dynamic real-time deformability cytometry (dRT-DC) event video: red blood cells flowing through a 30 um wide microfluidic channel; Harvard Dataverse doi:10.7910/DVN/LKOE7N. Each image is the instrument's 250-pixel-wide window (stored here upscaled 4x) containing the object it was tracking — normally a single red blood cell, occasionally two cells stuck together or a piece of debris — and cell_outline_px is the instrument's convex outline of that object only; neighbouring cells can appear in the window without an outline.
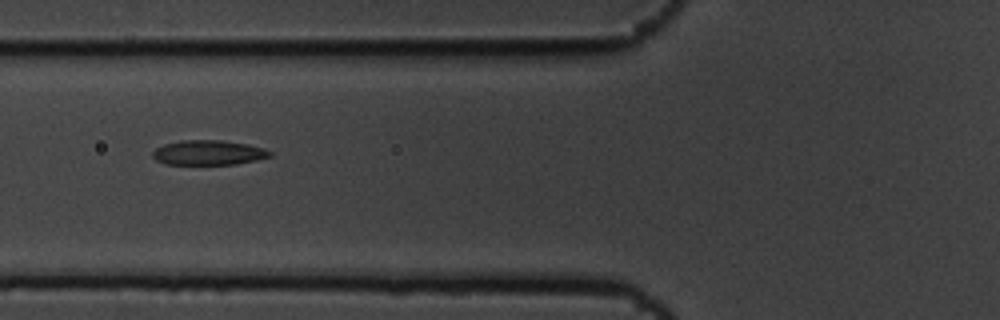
{"species": "common noctule bat (a hibernating species)", "species_latin": "Nyctalus noctula", "temperature_condition": "cold", "stored_images_in_passage": 7, "camera_frame_rate_fps": 3000, "um_per_image_px": 0.085, "animal": {"sex": "male", "body_mass_g": 19.5, "forearm_length_mm": 54.6}, "frame": {"image": 1, "passage_image": 3, "time_ms": 0.667, "image_size_px": [1000, 320], "cell_outline_px": [[272, 156], [256, 160], [236, 164], [164, 164], [156, 160], [152, 156], [152, 152], [156, 148], [164, 144], [180, 140], [220, 140], [248, 144], [264, 148], [272, 152]], "centroid_in_image_um": [17.72, 12.97], "position_along_channel_um": 108.1, "area_um2": 16.99}}
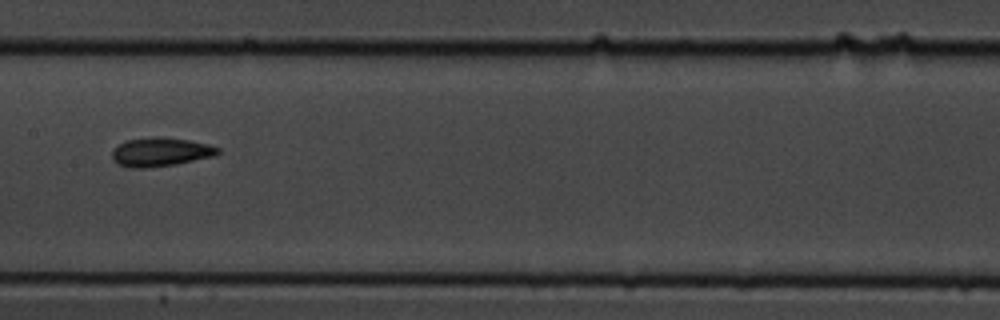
{"frame": {"image": 2, "passage_image": 5, "time_ms": 1.333, "image_size_px": [1000, 320], "cell_outline_px": [[220, 152], [216, 156], [176, 164], [144, 168], [128, 168], [120, 164], [112, 156], [112, 148], [128, 140], [152, 136], [164, 136], [188, 140], [208, 144], [220, 148]], "centroid_in_image_um": [13.68, 12.91], "position_along_channel_um": 193.7, "area_um2": 17.86}}
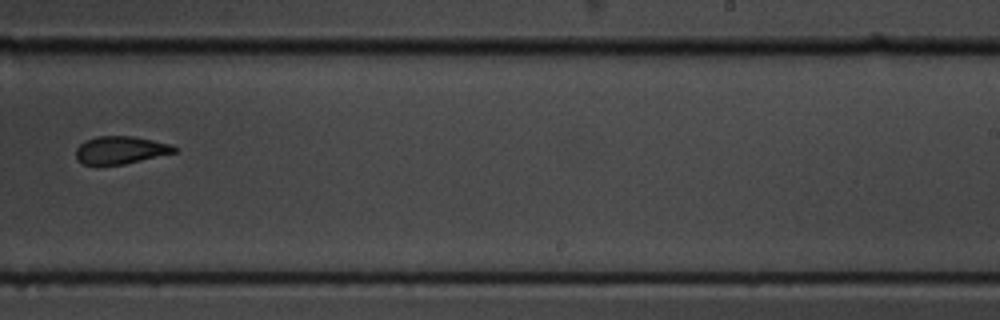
{"frame": {"image": 3, "passage_image": 7, "time_ms": 2.0, "image_size_px": [1000, 320], "cell_outline_px": [[176, 152], [124, 164], [84, 164], [76, 160], [76, 148], [84, 140], [96, 136], [132, 136], [172, 144], [176, 148]], "centroid_in_image_um": [10.22, 12.74], "position_along_channel_um": 278.8, "area_um2": 15.78}}